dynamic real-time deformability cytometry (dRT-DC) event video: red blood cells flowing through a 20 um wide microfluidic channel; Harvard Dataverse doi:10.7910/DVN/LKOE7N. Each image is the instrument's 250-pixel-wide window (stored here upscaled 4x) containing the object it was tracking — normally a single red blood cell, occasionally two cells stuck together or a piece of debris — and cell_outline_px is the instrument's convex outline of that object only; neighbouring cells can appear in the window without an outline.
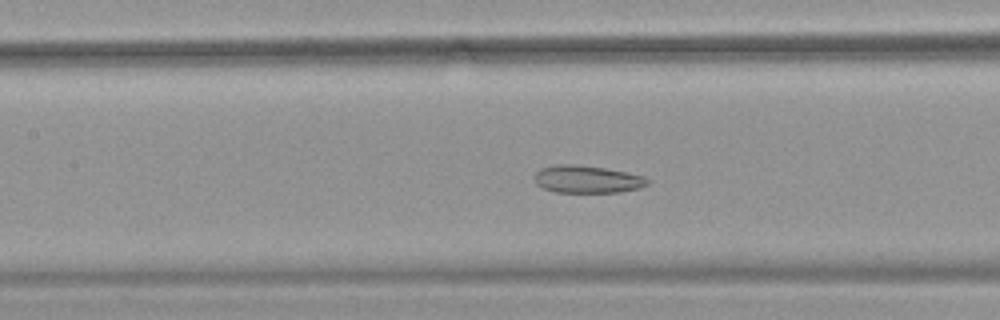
{"species": "common noctule bat (a hibernating species)", "species_latin": "Nyctalus noctula", "temperature_condition": "warm", "stored_images_in_passage": 29, "camera_frame_rate_fps": 3000, "um_per_image_px": 0.085, "animal": {"sex": "female", "body_mass_g": 18.4}, "frame": {"image": 1, "passage_image": 25, "time_ms": 8.0, "image_size_px": [1000, 320], "cell_outline_px": [[652, 180], [648, 184], [640, 188], [620, 192], [556, 192], [544, 188], [536, 184], [536, 172], [540, 168], [560, 164], [568, 164], [604, 168], [644, 176]], "centroid_in_image_um": [49.95, 15.24], "position_along_channel_um": 157.5, "area_um2": 17.92}}
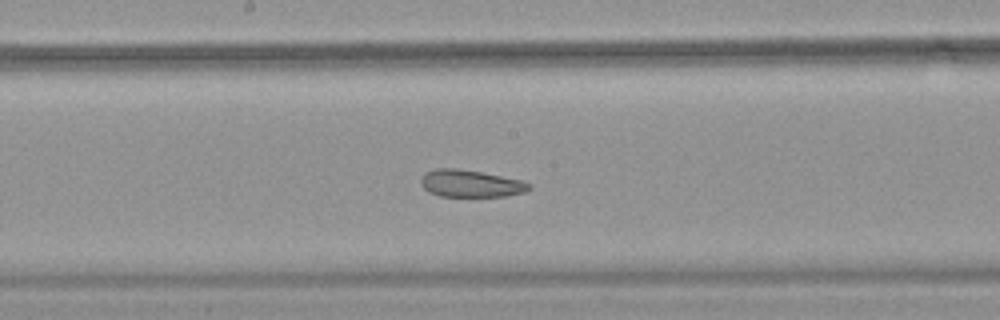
{"frame": {"image": 2, "passage_image": 29, "time_ms": 9.333, "image_size_px": [1000, 320], "cell_outline_px": [[532, 188], [524, 192], [508, 196], [440, 196], [428, 192], [420, 184], [420, 180], [424, 172], [436, 168], [456, 168], [480, 172], [520, 180], [532, 184]], "centroid_in_image_um": [39.97, 15.6], "position_along_channel_um": 208.2, "area_um2": 17.17}}